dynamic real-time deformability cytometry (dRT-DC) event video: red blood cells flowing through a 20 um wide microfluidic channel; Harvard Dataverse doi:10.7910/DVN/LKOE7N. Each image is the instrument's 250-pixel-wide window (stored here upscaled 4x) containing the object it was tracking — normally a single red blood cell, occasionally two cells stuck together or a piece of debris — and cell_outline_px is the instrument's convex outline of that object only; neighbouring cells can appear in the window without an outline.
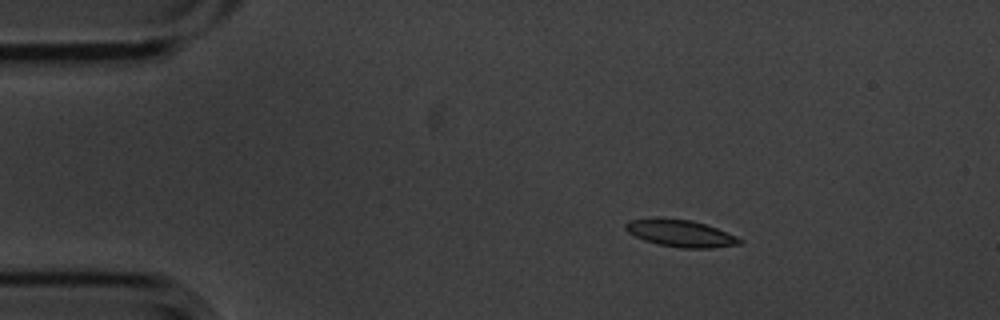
{"species": "common noctule bat (a hibernating species)", "species_latin": "Nyctalus noctula", "temperature_condition": "cold", "stored_images_in_passage": 3, "camera_frame_rate_fps": 3000, "um_per_image_px": 0.085, "animal": {"sex": "male", "body_mass_g": 20.1, "forearm_length_mm": 53.5}, "frame": {"image": 1, "passage_image": 2, "time_ms": 0.333, "image_size_px": [1000, 320], "cell_outline_px": [[744, 240], [740, 244], [712, 248], [680, 248], [660, 244], [644, 240], [628, 232], [624, 228], [624, 224], [628, 220], [656, 216], [664, 216], [692, 220], [716, 228], [736, 236]], "centroid_in_image_um": [57.79, 19.8], "position_along_channel_um": 27.2, "area_um2": 18.32}}